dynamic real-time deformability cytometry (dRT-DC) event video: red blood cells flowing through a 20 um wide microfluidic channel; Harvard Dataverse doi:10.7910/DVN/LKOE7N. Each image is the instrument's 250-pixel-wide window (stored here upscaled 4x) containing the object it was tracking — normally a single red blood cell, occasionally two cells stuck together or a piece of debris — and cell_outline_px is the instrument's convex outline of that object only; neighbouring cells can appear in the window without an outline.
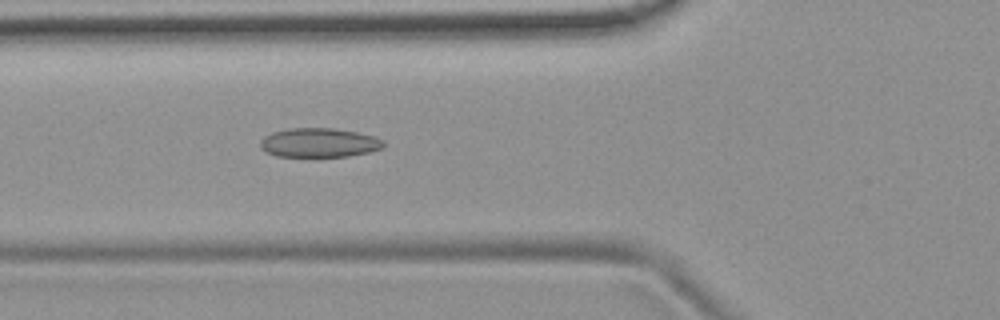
{"species": "common noctule bat (a hibernating species)", "species_latin": "Nyctalus noctula", "temperature_condition": "room temperature", "stored_images_in_passage": 50, "camera_frame_rate_fps": 3000, "um_per_image_px": 0.085, "animal": {"sex": "female", "body_mass_g": 19.9}, "frame": {"image": 1, "passage_image": 17, "time_ms": 5.333, "image_size_px": [1000, 320], "cell_outline_px": [[384, 148], [368, 152], [348, 156], [276, 156], [264, 152], [260, 148], [260, 140], [264, 136], [272, 132], [288, 128], [332, 128], [356, 132], [372, 136], [384, 140]], "centroid_in_image_um": [27.08, 12.13], "position_along_channel_um": 98.7, "area_um2": 20.98}}
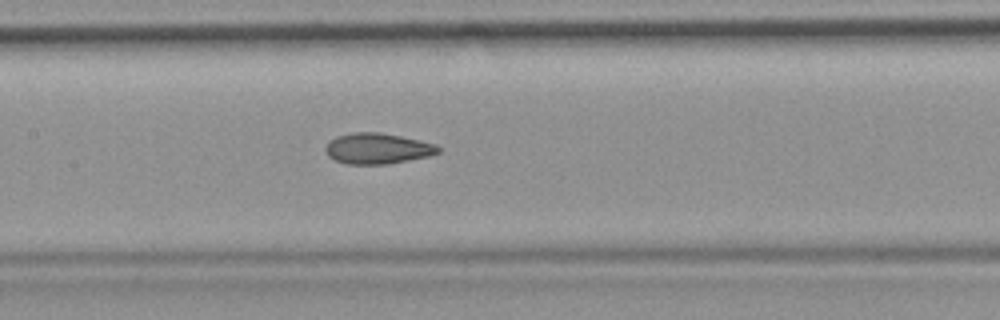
{"frame": {"image": 2, "passage_image": 23, "time_ms": 7.333, "image_size_px": [1000, 320], "cell_outline_px": [[440, 152], [428, 156], [388, 164], [348, 164], [336, 160], [328, 156], [324, 152], [324, 148], [336, 136], [352, 132], [380, 132], [400, 136], [436, 144], [440, 148]], "centroid_in_image_um": [32.07, 12.62], "position_along_channel_um": 175.3, "area_um2": 20.11}}
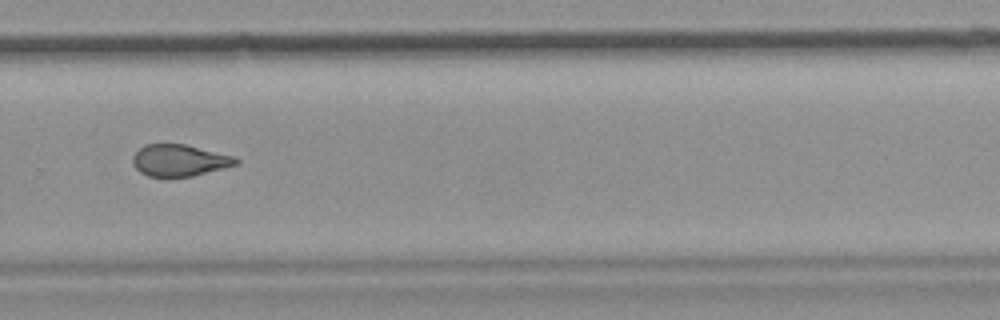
{"frame": {"image": 3, "passage_image": 34, "time_ms": 11.0, "image_size_px": [1000, 320], "cell_outline_px": [[240, 160], [236, 164], [224, 168], [192, 176], [148, 176], [140, 172], [132, 164], [132, 156], [144, 144], [184, 144], [236, 156]], "centroid_in_image_um": [15.25, 13.62], "position_along_channel_um": 314.5, "area_um2": 19.02}, "authors_computed_cell_mechanics": {"area_um2": 20.3167, "velocity_mm_per_s": 3.8122, "shape_relaxation_time_tau1_ms": null, "shape_relaxation_time_tau2_ms": 2.4343, "deformation_change_tau1": null, "deformation_change_tau2": 0.0902}}